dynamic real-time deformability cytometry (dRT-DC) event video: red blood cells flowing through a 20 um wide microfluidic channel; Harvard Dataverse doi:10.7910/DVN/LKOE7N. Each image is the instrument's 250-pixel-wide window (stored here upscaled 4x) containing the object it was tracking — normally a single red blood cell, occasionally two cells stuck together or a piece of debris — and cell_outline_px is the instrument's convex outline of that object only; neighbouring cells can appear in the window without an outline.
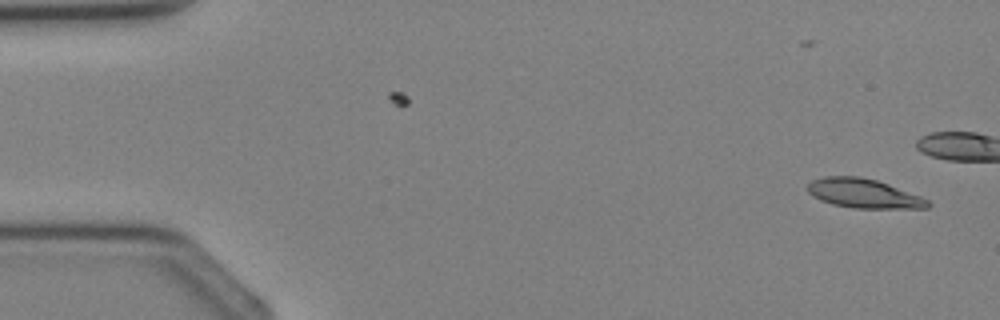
{"species": "Egyptian fruit bat (a non-hibernating species)", "species_latin": "Rousettus aegyptiacus", "temperature_condition": "cold", "stored_images_in_passage": 2, "camera_frame_rate_fps": 3000, "um_per_image_px": 0.085, "animal": {"sex": "female"}, "frame": {"image": 1, "passage_image": 2, "time_ms": 1.0, "image_size_px": [1000, 320], "cell_outline_px": [[932, 204], [928, 208], [852, 208], [832, 204], [820, 200], [812, 196], [808, 192], [808, 184], [812, 180], [824, 176], [860, 176], [876, 180], [888, 184], [920, 196], [928, 200]], "centroid_in_image_um": [73.39, 16.44], "position_along_channel_um": 11.6, "area_um2": 20.46}}